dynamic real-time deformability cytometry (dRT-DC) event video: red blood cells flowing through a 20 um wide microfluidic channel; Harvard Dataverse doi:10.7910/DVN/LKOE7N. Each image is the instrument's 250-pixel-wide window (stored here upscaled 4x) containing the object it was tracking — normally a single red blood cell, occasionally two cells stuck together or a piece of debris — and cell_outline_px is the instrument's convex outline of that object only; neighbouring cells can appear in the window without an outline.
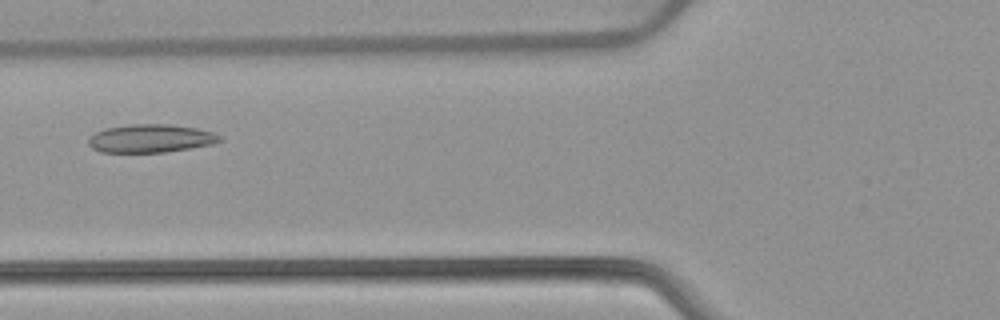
{"species": "common noctule bat (a hibernating species)", "species_latin": "Nyctalus noctula", "temperature_condition": "warm", "stored_images_in_passage": 45, "camera_frame_rate_fps": 3000, "um_per_image_px": 0.085, "animal": {"sex": "female", "body_mass_g": 22.7, "forearm_length_mm": 54.2}, "frame": {"image": 1, "passage_image": 13, "time_ms": 4.0, "image_size_px": [1000, 320], "cell_outline_px": [[224, 140], [212, 144], [192, 148], [164, 152], [100, 152], [92, 148], [88, 144], [88, 136], [104, 128], [128, 124], [168, 124], [196, 128], [212, 132], [220, 136]], "centroid_in_image_um": [12.78, 11.76], "position_along_channel_um": 113.0, "area_um2": 21.73}}
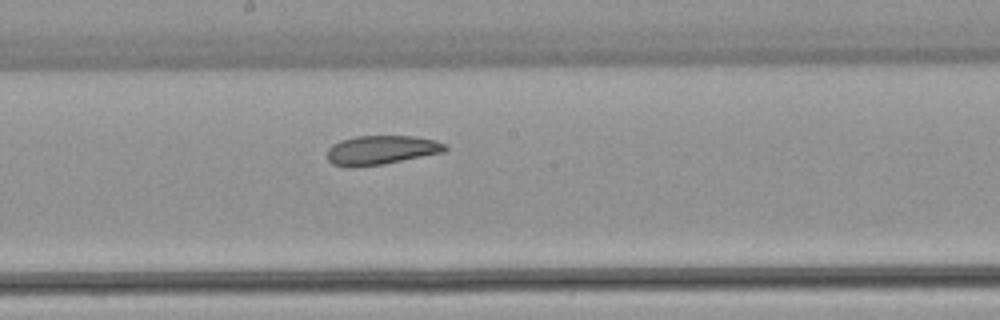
{"frame": {"image": 2, "passage_image": 21, "time_ms": 6.667, "image_size_px": [1000, 320], "cell_outline_px": [[448, 148], [444, 152], [384, 164], [352, 168], [348, 168], [332, 164], [328, 160], [328, 148], [332, 144], [340, 140], [356, 136], [416, 136], [436, 140], [444, 144]], "centroid_in_image_um": [32.38, 12.76], "position_along_channel_um": 215.8, "area_um2": 20.23}}
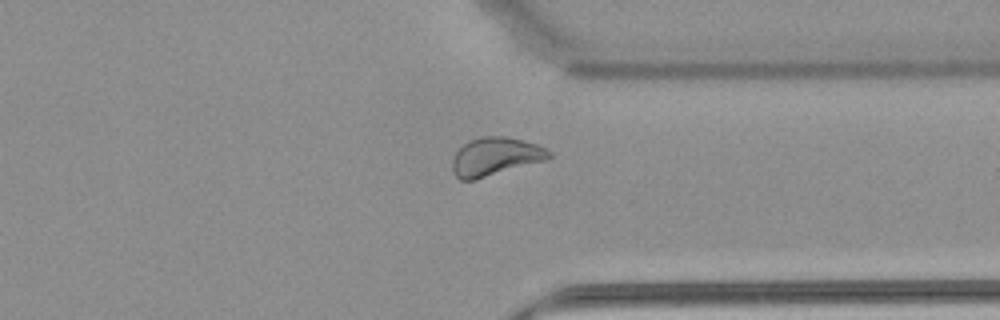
{"frame": {"image": 3, "passage_image": 33, "time_ms": 10.667, "image_size_px": [1000, 320], "cell_outline_px": [[552, 156], [548, 160], [476, 180], [460, 180], [452, 172], [452, 160], [456, 152], [468, 140], [480, 136], [508, 136], [524, 140], [536, 144], [552, 152]], "centroid_in_image_um": [42.11, 13.31], "position_along_channel_um": 369.3, "area_um2": 21.96}, "authors_computed_cell_mechanics": {"area_um2": 22.1374, "velocity_mm_per_s": 3.865, "shape_relaxation_time_tau1_ms": null, "shape_relaxation_time_tau2_ms": 3.2226, "deformation_change_tau1": null, "deformation_change_tau2": 0.0925}}